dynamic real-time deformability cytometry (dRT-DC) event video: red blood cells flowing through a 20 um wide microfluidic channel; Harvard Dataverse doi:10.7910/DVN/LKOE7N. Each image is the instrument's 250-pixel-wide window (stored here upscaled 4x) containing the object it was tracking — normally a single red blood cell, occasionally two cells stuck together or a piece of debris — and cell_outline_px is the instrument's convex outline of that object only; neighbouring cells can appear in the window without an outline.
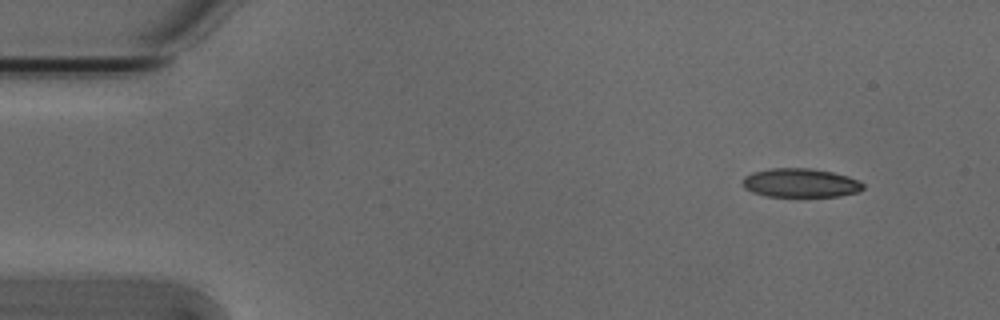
{"species": "Egyptian fruit bat (a non-hibernating species)", "species_latin": "Rousettus aegyptiacus", "temperature_condition": "cold", "stored_images_in_passage": 5, "camera_frame_rate_fps": 3000, "um_per_image_px": 0.085, "animal": {"sex": "male"}, "frame": {"image": 1, "passage_image": 1, "time_ms": 0.0, "image_size_px": [1000, 320], "cell_outline_px": [[864, 188], [860, 192], [840, 196], [764, 196], [752, 192], [744, 188], [740, 184], [740, 180], [744, 176], [752, 172], [772, 168], [808, 168], [832, 172], [848, 176], [864, 184]], "centroid_in_image_um": [67.99, 15.55], "position_along_channel_um": 17.0, "area_um2": 20.46}}
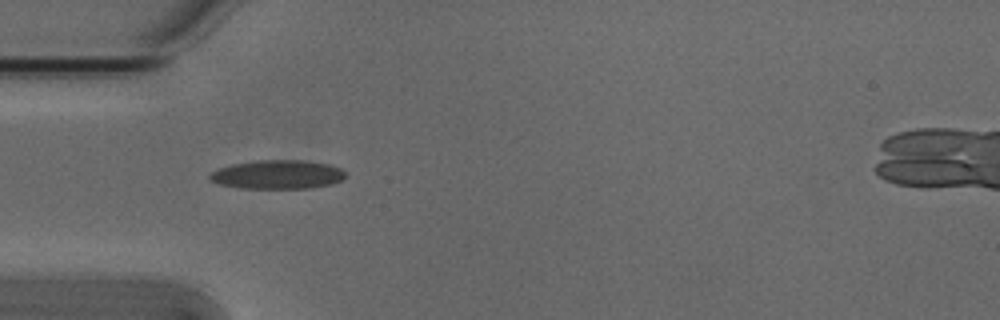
{"frame": {"image": 2, "passage_image": 4, "time_ms": 1.0, "image_size_px": [1000, 320], "cell_outline_px": [[344, 176], [340, 180], [332, 184], [312, 188], [240, 188], [220, 184], [208, 180], [208, 176], [212, 172], [220, 168], [232, 164], [256, 160], [304, 160], [328, 164], [340, 168], [344, 172]], "centroid_in_image_um": [23.56, 14.83], "position_along_channel_um": 61.4, "area_um2": 22.77}}
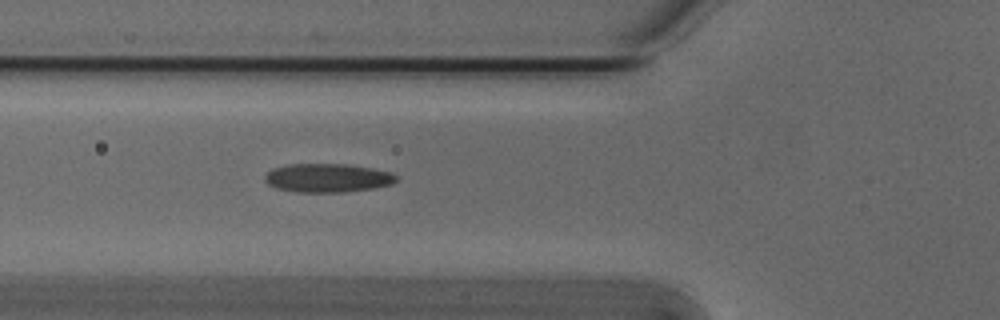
{"frame": {"image": 3, "passage_image": 5, "time_ms": 1.333, "image_size_px": [1000, 320], "cell_outline_px": [[396, 180], [392, 184], [372, 188], [340, 192], [296, 192], [276, 188], [268, 184], [264, 180], [264, 176], [272, 168], [288, 164], [348, 164], [372, 168], [392, 172], [396, 176]], "centroid_in_image_um": [27.81, 15.11], "position_along_channel_um": 98.0, "area_um2": 21.96}}